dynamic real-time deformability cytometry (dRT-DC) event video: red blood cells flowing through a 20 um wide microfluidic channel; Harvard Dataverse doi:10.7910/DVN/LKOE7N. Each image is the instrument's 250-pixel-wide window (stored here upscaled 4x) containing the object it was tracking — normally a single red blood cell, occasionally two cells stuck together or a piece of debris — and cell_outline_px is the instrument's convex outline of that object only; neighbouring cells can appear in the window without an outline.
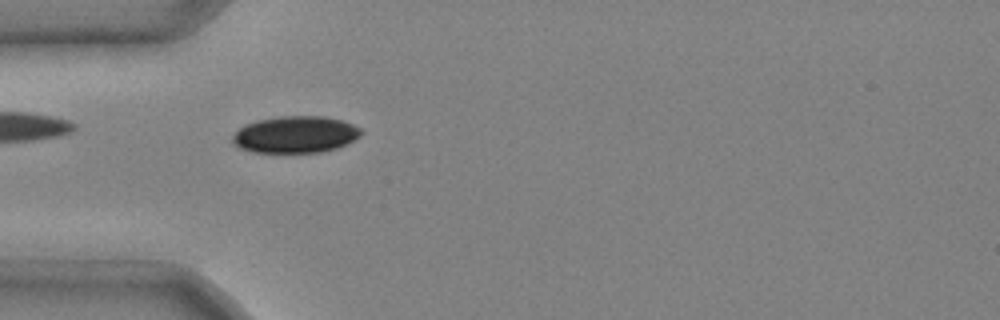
{"species": "common noctule bat (a hibernating species)", "species_latin": "Nyctalus noctula", "temperature_condition": "cold", "stored_images_in_passage": 4, "camera_frame_rate_fps": 3000, "um_per_image_px": 0.085, "animal": {"sex": "male", "body_mass_g": 20.4}, "frame": {"image": 1, "passage_image": 4, "time_ms": 1.0, "image_size_px": [1000, 320], "cell_outline_px": [[364, 132], [360, 136], [336, 148], [320, 152], [252, 152], [240, 148], [232, 144], [232, 136], [244, 124], [256, 120], [280, 116], [324, 116], [340, 120], [352, 124], [360, 128]], "centroid_in_image_um": [25.07, 11.43], "position_along_channel_um": 59.9, "area_um2": 27.51}}